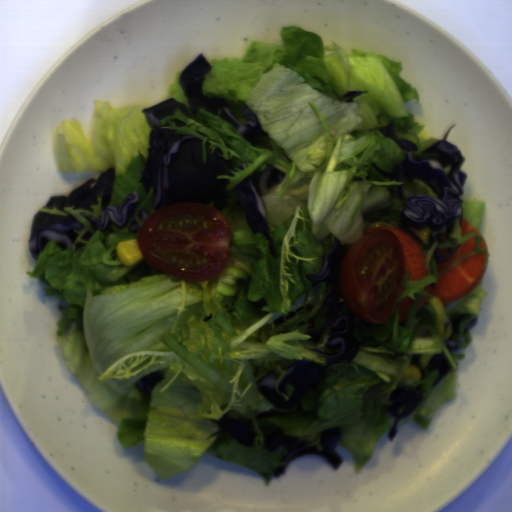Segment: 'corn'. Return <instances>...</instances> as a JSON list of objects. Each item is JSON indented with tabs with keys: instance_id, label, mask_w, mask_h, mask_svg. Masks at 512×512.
Wrapping results in <instances>:
<instances>
[{
	"instance_id": "1",
	"label": "corn",
	"mask_w": 512,
	"mask_h": 512,
	"mask_svg": "<svg viewBox=\"0 0 512 512\" xmlns=\"http://www.w3.org/2000/svg\"><path fill=\"white\" fill-rule=\"evenodd\" d=\"M116 253L120 262L127 266L134 264L143 258L138 249L136 239L118 242L116 245Z\"/></svg>"
},
{
	"instance_id": "3",
	"label": "corn",
	"mask_w": 512,
	"mask_h": 512,
	"mask_svg": "<svg viewBox=\"0 0 512 512\" xmlns=\"http://www.w3.org/2000/svg\"><path fill=\"white\" fill-rule=\"evenodd\" d=\"M421 376L420 370L416 365H411L409 368L404 372L403 376L401 377L399 383L403 386H410L414 383H416Z\"/></svg>"
},
{
	"instance_id": "2",
	"label": "corn",
	"mask_w": 512,
	"mask_h": 512,
	"mask_svg": "<svg viewBox=\"0 0 512 512\" xmlns=\"http://www.w3.org/2000/svg\"><path fill=\"white\" fill-rule=\"evenodd\" d=\"M427 303L430 304L437 313L439 319V332L440 335H444L448 314L443 302L439 297L432 296L427 300Z\"/></svg>"
},
{
	"instance_id": "5",
	"label": "corn",
	"mask_w": 512,
	"mask_h": 512,
	"mask_svg": "<svg viewBox=\"0 0 512 512\" xmlns=\"http://www.w3.org/2000/svg\"><path fill=\"white\" fill-rule=\"evenodd\" d=\"M452 331H453V325L450 323L449 325H447L446 330H445L444 342L449 338V336L451 335Z\"/></svg>"
},
{
	"instance_id": "4",
	"label": "corn",
	"mask_w": 512,
	"mask_h": 512,
	"mask_svg": "<svg viewBox=\"0 0 512 512\" xmlns=\"http://www.w3.org/2000/svg\"><path fill=\"white\" fill-rule=\"evenodd\" d=\"M410 231L419 237L422 243L428 245L430 243V227H425L423 229H415L414 227L410 228Z\"/></svg>"
}]
</instances>
